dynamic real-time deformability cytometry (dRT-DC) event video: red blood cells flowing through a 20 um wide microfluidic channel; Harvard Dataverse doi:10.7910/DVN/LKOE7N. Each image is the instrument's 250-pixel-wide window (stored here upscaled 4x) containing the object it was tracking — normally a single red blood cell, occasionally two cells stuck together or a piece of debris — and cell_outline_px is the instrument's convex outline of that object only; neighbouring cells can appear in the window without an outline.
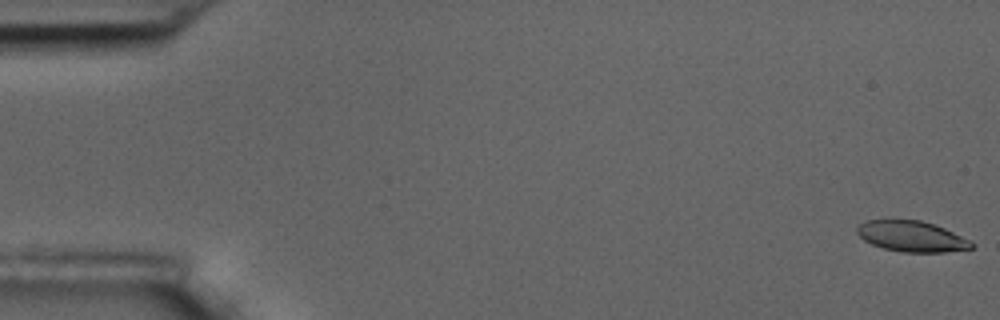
{"species": "common noctule bat (a hibernating species)", "species_latin": "Nyctalus noctula", "temperature_condition": "room temperature", "stored_images_in_passage": 58, "camera_frame_rate_fps": 3000, "um_per_image_px": 0.085, "animal": {"sex": "male", "body_mass_g": 17.5, "forearm_length_mm": 52.3}, "frame": {"image": 1, "passage_image": 1, "time_ms": 0.0, "image_size_px": [1000, 320], "cell_outline_px": [[976, 244], [972, 248], [944, 252], [900, 252], [884, 248], [872, 244], [864, 240], [856, 232], [856, 228], [860, 224], [868, 220], [920, 220], [944, 228], [972, 240]], "centroid_in_image_um": [77.52, 20.1], "position_along_channel_um": 7.5, "area_um2": 20.46}}
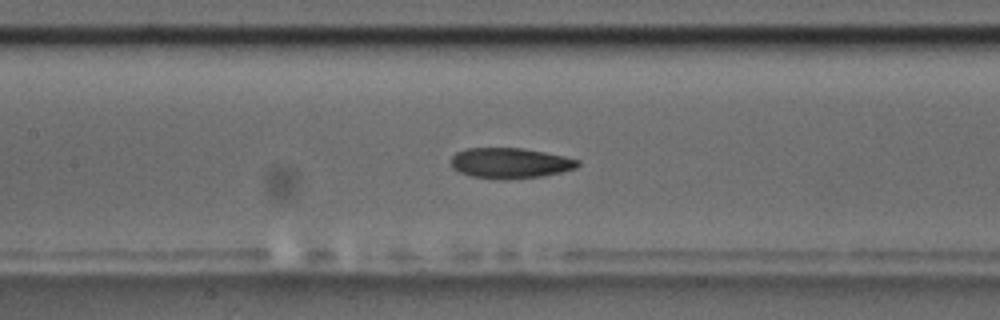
{"frame": {"image": 2, "passage_image": 27, "time_ms": 8.667, "image_size_px": [1000, 320], "cell_outline_px": [[580, 164], [576, 168], [544, 176], [500, 180], [496, 180], [472, 176], [460, 172], [452, 168], [452, 156], [456, 152], [468, 148], [524, 148], [564, 156], [580, 160]], "centroid_in_image_um": [43.37, 13.87], "position_along_channel_um": 164.0, "area_um2": 22.6}}
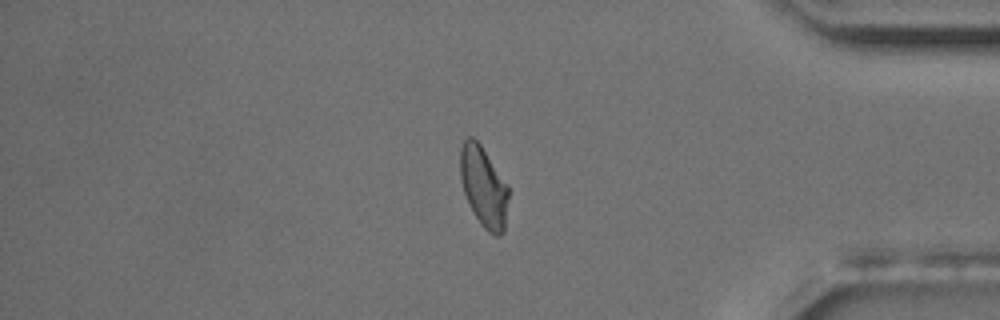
{"frame": {"image": 3, "passage_image": 49, "time_ms": 16.0, "image_size_px": [1000, 320], "cell_outline_px": [[508, 196], [504, 232], [500, 236], [496, 236], [488, 232], [480, 224], [464, 192], [460, 180], [460, 148], [464, 140], [468, 136], [472, 136], [480, 144], [508, 184]], "centroid_in_image_um": [41.11, 15.86], "position_along_channel_um": 394.1, "area_um2": 22.54}, "authors_computed_cell_mechanics": {"area_um2": 22.5709, "velocity_mm_per_s": 3.512, "shape_relaxation_time_tau1_ms": 7.1155, "shape_relaxation_time_tau2_ms": 2.6789, "deformation_change_tau1": 0.1774, "deformation_change_tau2": 0.0763}}